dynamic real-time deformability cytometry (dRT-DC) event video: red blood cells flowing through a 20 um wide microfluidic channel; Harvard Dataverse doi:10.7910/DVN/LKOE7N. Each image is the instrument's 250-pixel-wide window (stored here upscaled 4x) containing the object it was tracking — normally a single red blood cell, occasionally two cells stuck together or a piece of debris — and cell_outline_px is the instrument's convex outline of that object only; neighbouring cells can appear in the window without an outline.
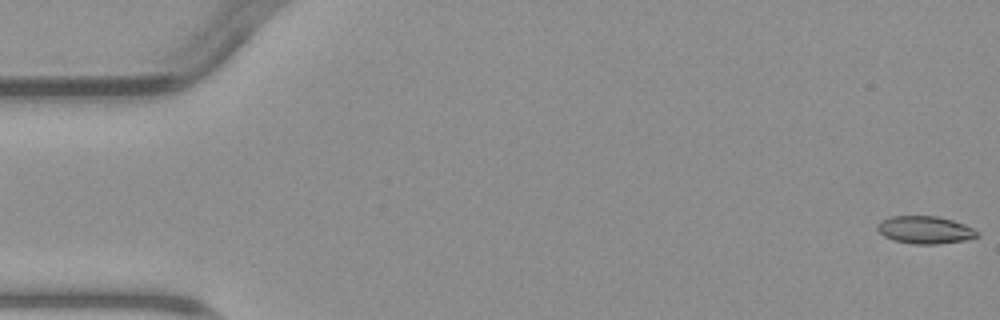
{"species": "common noctule bat (a hibernating species)", "species_latin": "Nyctalus noctula", "temperature_condition": "warm", "stored_images_in_passage": 5, "camera_frame_rate_fps": 3000, "um_per_image_px": 0.085, "animal": {"sex": "male", "body_mass_g": 23.1, "forearm_length_mm": 52.7}, "frame": {"image": 1, "passage_image": 1, "time_ms": 0.0, "image_size_px": [1000, 320], "cell_outline_px": [[980, 236], [964, 240], [936, 244], [912, 244], [892, 240], [884, 236], [876, 228], [880, 220], [892, 216], [936, 216], [952, 220], [964, 224], [980, 232]], "centroid_in_image_um": [78.62, 19.54], "position_along_channel_um": 6.4, "area_um2": 16.07}}
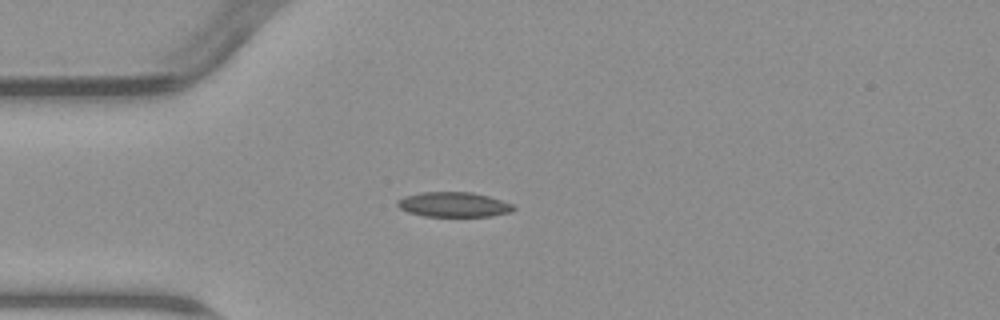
{"frame": {"image": 2, "passage_image": 5, "time_ms": 4.667, "image_size_px": [1000, 320], "cell_outline_px": [[516, 208], [512, 212], [492, 216], [424, 216], [408, 212], [400, 208], [396, 204], [396, 200], [404, 196], [420, 192], [472, 192], [488, 196], [512, 204]], "centroid_in_image_um": [38.55, 17.38], "position_along_channel_um": 46.5, "area_um2": 16.88}}